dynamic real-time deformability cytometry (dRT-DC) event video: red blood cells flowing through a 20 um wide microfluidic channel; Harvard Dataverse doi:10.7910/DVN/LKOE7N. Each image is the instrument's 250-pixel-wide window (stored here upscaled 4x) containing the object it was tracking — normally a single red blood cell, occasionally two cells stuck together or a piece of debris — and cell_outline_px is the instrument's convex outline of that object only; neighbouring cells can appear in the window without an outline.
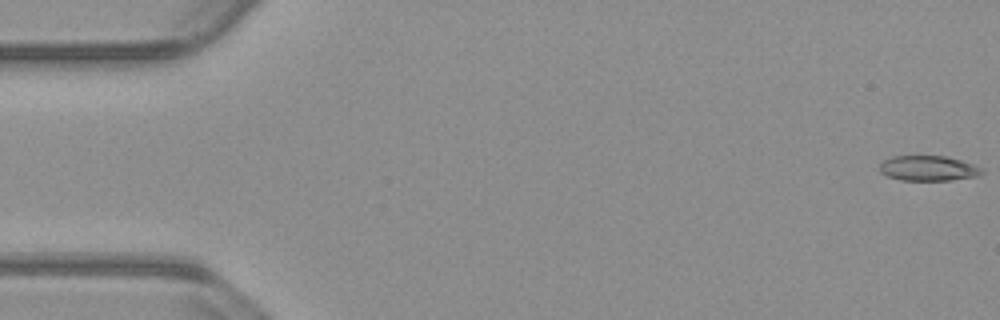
{"species": "common noctule bat (a hibernating species)", "species_latin": "Nyctalus noctula", "temperature_condition": "warm", "stored_images_in_passage": 55, "camera_frame_rate_fps": 3000, "um_per_image_px": 0.085, "animal": {"sex": "male", "body_mass_g": 23.1, "forearm_length_mm": 52.7}, "frame": {"image": 1, "passage_image": 1, "time_ms": 0.0, "image_size_px": [1000, 320], "cell_outline_px": [[984, 172], [980, 176], [948, 180], [900, 180], [888, 176], [880, 172], [880, 164], [884, 160], [892, 156], [944, 156], [960, 160], [972, 164], [980, 168]], "centroid_in_image_um": [78.89, 14.31], "position_along_channel_um": 6.1, "area_um2": 14.85}}
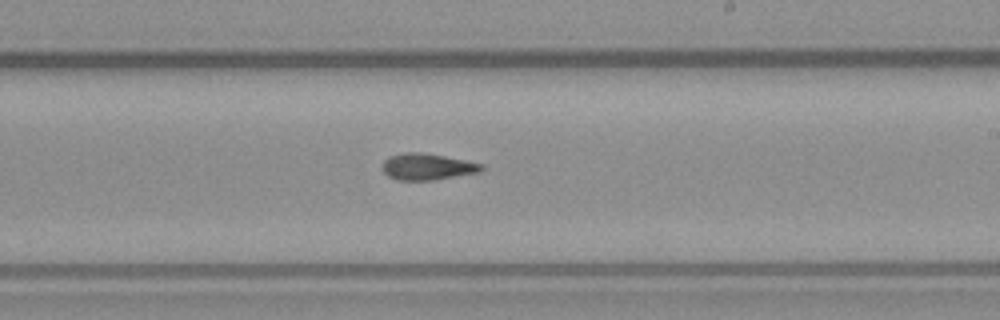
{"frame": {"image": 2, "passage_image": 32, "time_ms": 10.333, "image_size_px": [1000, 320], "cell_outline_px": [[484, 168], [480, 172], [432, 180], [396, 180], [388, 176], [384, 172], [384, 160], [388, 156], [404, 152], [420, 152], [444, 156], [484, 164]], "centroid_in_image_um": [36.32, 14.17], "position_along_channel_um": 252.7, "area_um2": 15.2}}
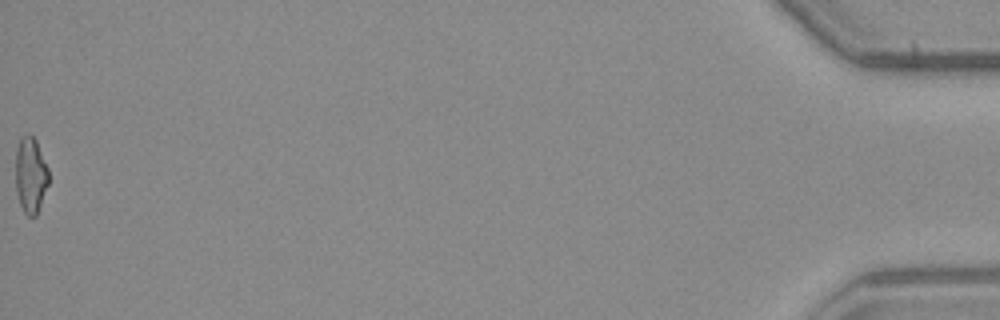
{"frame": {"image": 3, "passage_image": 55, "time_ms": 18.0, "image_size_px": [1000, 320], "cell_outline_px": [[48, 184], [36, 216], [28, 216], [24, 212], [20, 204], [16, 192], [16, 148], [20, 136], [28, 132], [36, 140], [48, 168]], "centroid_in_image_um": [2.59, 14.84], "position_along_channel_um": 432.6, "area_um2": 14.68}, "authors_computed_cell_mechanics": {"area_um2": 15.2592, "velocity_mm_per_s": 3.809, "shape_relaxation_time_tau1_ms": 5.2518, "shape_relaxation_time_tau2_ms": 5.7587, "deformation_change_tau1": 0.1715, "deformation_change_tau2": 0.1645}}